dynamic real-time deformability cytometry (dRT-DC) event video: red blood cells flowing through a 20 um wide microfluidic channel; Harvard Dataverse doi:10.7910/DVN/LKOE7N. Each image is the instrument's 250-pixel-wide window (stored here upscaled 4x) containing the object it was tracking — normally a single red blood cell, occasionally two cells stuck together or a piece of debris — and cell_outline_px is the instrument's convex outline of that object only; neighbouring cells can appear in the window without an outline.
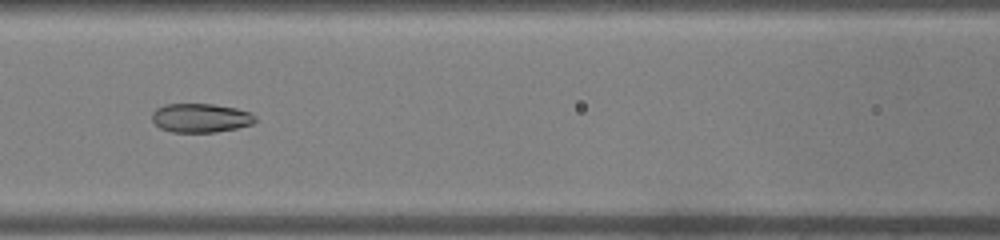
{"species": "common noctule bat (a hibernating species)", "species_latin": "Nyctalus noctula", "temperature_condition": "warm", "stored_images_in_passage": 44, "camera_frame_rate_fps": 3000, "um_per_image_px": 0.085, "animal": {"sex": "male", "body_mass_g": 19.0, "forearm_length_mm": 50.8}, "frame": {"image": 1, "passage_image": 18, "time_ms": 5.667, "image_size_px": [1000, 240], "cell_outline_px": [[256, 120], [252, 124], [236, 128], [216, 132], [172, 132], [160, 128], [152, 120], [152, 112], [156, 108], [164, 104], [212, 104], [236, 108], [252, 112], [256, 116]], "centroid_in_image_um": [17.06, 10.02], "position_along_channel_um": 149.5, "area_um2": 17.51}}
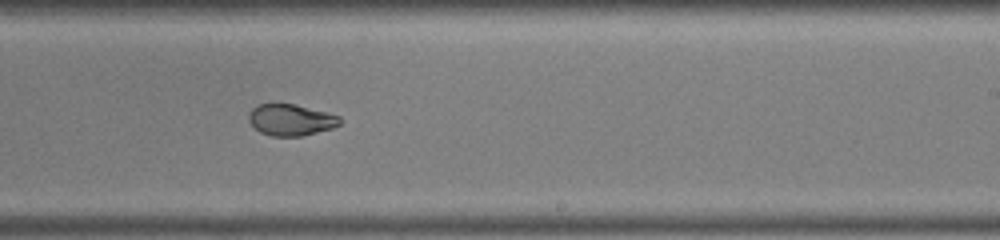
{"frame": {"image": 2, "passage_image": 26, "time_ms": 8.333, "image_size_px": [1000, 240], "cell_outline_px": [[340, 124], [332, 128], [300, 136], [272, 136], [260, 132], [248, 120], [248, 112], [256, 104], [276, 100], [340, 116]], "centroid_in_image_um": [24.63, 10.14], "position_along_channel_um": 264.4, "area_um2": 16.94}}
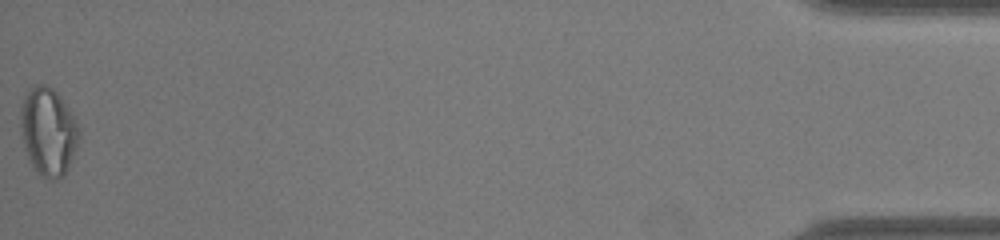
{"frame": {"image": 3, "passage_image": 44, "time_ms": 14.333, "image_size_px": [1000, 240], "cell_outline_px": [[80, 136], [68, 168], [64, 176], [40, 176], [32, 164], [28, 156], [20, 132], [20, 108], [24, 96], [32, 84], [44, 84], [52, 88], [56, 92], [80, 128]], "centroid_in_image_um": [4.07, 11.13], "position_along_channel_um": 431.1, "area_um2": 29.36}, "authors_computed_cell_mechanics": {"area_um2": 20.6635, "velocity_mm_per_s": 4.318, "shape_relaxation_time_tau1_ms": null, "shape_relaxation_time_tau2_ms": 0.9741, "deformation_change_tau1": null, "deformation_change_tau2": 0.0556}}